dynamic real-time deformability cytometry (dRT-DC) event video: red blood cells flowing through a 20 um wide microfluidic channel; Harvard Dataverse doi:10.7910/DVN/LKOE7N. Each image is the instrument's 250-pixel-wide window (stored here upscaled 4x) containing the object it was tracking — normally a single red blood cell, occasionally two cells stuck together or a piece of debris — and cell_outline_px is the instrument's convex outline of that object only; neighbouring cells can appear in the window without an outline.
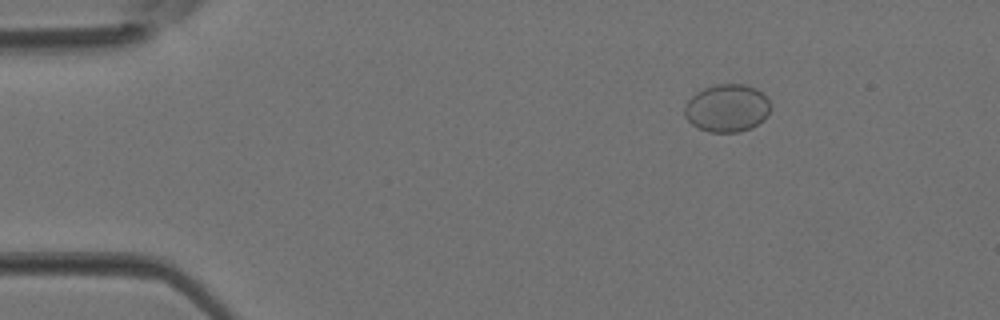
{"species": "Egyptian fruit bat (a non-hibernating species)", "species_latin": "Rousettus aegyptiacus", "temperature_condition": "room temperature", "stored_images_in_passage": 3, "camera_frame_rate_fps": 3000, "um_per_image_px": 0.085, "animal": {"sex": "female"}, "frame": {"image": 1, "passage_image": 1, "time_ms": 0.0, "image_size_px": [1000, 320], "cell_outline_px": [[768, 112], [764, 120], [752, 128], [740, 132], [708, 132], [692, 124], [684, 116], [684, 108], [688, 100], [696, 92], [704, 88], [716, 84], [744, 84], [756, 88], [768, 100]], "centroid_in_image_um": [61.77, 9.2], "position_along_channel_um": 23.2, "area_um2": 23.81}}
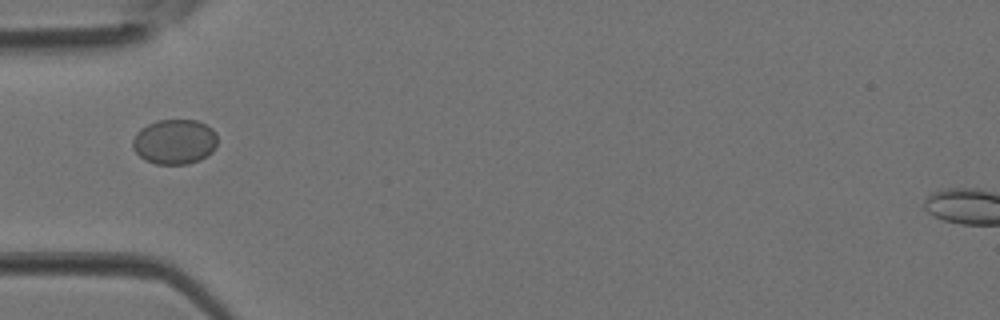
{"frame": {"image": 2, "passage_image": 3, "time_ms": 0.667, "image_size_px": [1000, 320], "cell_outline_px": [[216, 148], [212, 152], [200, 160], [188, 164], [156, 164], [144, 160], [132, 148], [132, 140], [136, 132], [140, 128], [156, 120], [196, 120], [212, 128], [216, 136]], "centroid_in_image_um": [14.82, 12.05], "position_along_channel_um": 70.2, "area_um2": 22.37}}